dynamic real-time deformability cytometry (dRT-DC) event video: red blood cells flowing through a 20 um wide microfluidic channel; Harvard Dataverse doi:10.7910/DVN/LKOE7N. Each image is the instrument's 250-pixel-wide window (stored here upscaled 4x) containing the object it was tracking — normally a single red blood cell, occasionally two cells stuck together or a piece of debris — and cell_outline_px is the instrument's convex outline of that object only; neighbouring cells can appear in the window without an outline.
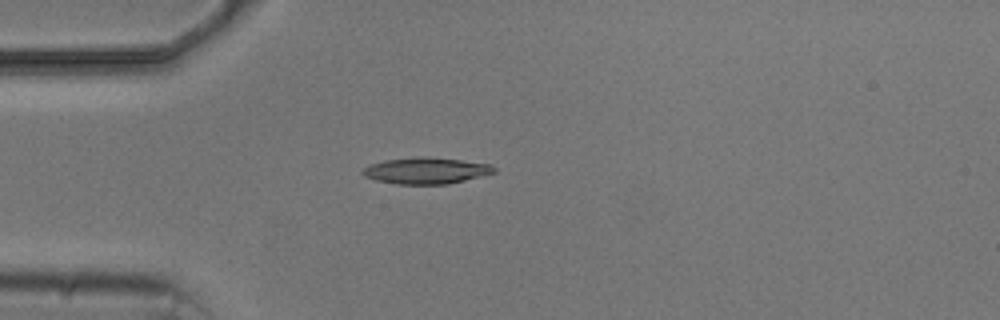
{"species": "common noctule bat (a hibernating species)", "species_latin": "Nyctalus noctula", "temperature_condition": "cold", "stored_images_in_passage": 2, "camera_frame_rate_fps": 3000, "um_per_image_px": 0.085, "animal": {"sex": "male", "body_mass_g": 20.5, "forearm_length_mm": 52.5}, "frame": {"image": 1, "passage_image": 2, "time_ms": 2.0, "image_size_px": [1000, 320], "cell_outline_px": [[496, 172], [448, 184], [396, 184], [376, 180], [364, 176], [360, 172], [368, 164], [384, 160], [416, 156], [428, 156], [492, 164], [496, 168]], "centroid_in_image_um": [36.18, 14.49], "position_along_channel_um": 48.8, "area_um2": 20.35}}